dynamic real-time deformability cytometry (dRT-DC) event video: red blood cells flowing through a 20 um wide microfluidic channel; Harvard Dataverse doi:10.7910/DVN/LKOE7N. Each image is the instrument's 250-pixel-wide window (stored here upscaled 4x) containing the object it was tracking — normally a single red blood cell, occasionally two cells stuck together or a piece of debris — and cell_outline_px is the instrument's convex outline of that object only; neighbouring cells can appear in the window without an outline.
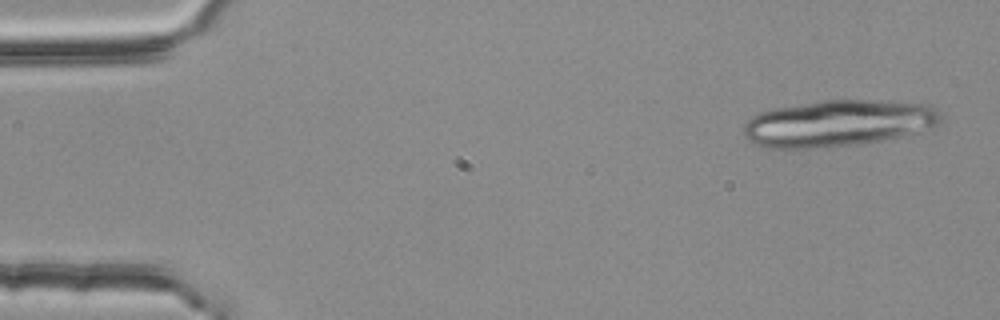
{"species": "common noctule bat (a hibernating species)", "species_latin": "Nyctalus noctula", "temperature_condition": "room temperature", "stored_images_in_passage": 16, "camera_frame_rate_fps": 3000, "um_per_image_px": 0.085, "animal": {"sex": "female", "body_mass_g": 25.1}, "frame": {"image": 1, "passage_image": 3, "time_ms": 0.667, "image_size_px": [1000, 320], "cell_outline_px": [[944, 116], [936, 124], [916, 132], [884, 140], [856, 144], [808, 148], [764, 148], [748, 140], [744, 136], [744, 124], [752, 116], [760, 112], [776, 108], [820, 100], [868, 100], [928, 104], [940, 108], [944, 112]], "centroid_in_image_um": [71.25, 10.46], "position_along_channel_um": 13.7, "area_um2": 53.35}}